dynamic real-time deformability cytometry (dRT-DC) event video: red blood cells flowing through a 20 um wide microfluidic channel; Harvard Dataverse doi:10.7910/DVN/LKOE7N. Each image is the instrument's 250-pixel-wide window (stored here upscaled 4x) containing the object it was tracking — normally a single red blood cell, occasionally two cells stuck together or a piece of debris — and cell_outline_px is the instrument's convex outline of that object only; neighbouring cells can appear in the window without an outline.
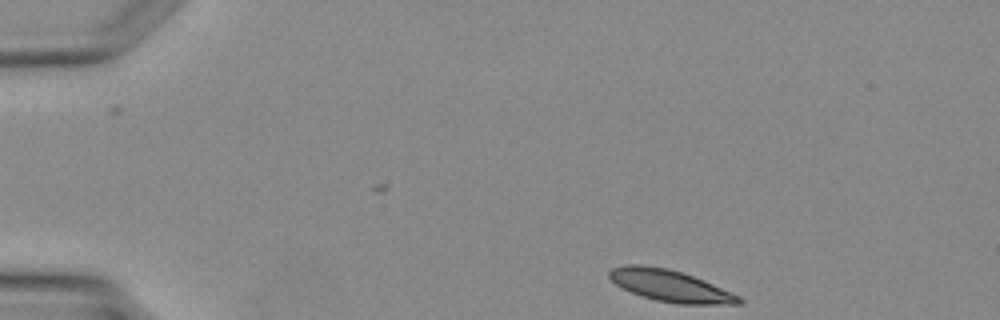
{"species": "Egyptian fruit bat (a non-hibernating species)", "species_latin": "Rousettus aegyptiacus", "temperature_condition": "warm", "stored_images_in_passage": 4, "segment_of_instrument_passage": [2, 2], "camera_frame_rate_fps": 3000, "um_per_image_px": 0.085, "animal": {"sex": "female"}, "frame": {"image": 1, "passage_image": 4, "time_ms": 3.667, "image_size_px": [1000, 320], "cell_outline_px": [[744, 300], [740, 304], [680, 304], [656, 300], [640, 296], [616, 284], [608, 276], [608, 272], [612, 268], [628, 264], [640, 264], [668, 268], [704, 280], [740, 296]], "centroid_in_image_um": [56.97, 24.29], "position_along_channel_um": 28.0, "area_um2": 23.76}}